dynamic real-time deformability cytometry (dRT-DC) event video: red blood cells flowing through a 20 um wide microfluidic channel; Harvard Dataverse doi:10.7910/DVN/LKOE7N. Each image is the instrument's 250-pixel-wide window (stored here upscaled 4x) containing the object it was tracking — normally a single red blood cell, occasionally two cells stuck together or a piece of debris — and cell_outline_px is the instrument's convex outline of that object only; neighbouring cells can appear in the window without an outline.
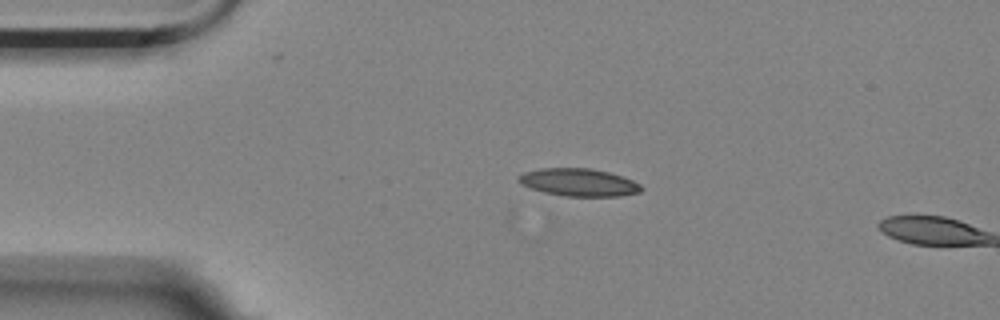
{"species": "Egyptian fruit bat (a non-hibernating species)", "species_latin": "Rousettus aegyptiacus", "temperature_condition": "room temperature", "stored_images_in_passage": 6, "camera_frame_rate_fps": 3000, "um_per_image_px": 0.085, "animal": {"sex": "female"}, "frame": {"image": 1, "passage_image": 5, "time_ms": 1.333, "image_size_px": [1000, 320], "cell_outline_px": [[644, 188], [640, 192], [620, 196], [564, 196], [544, 192], [520, 184], [516, 180], [524, 172], [540, 168], [588, 168], [608, 172], [632, 180], [640, 184]], "centroid_in_image_um": [49.19, 15.5], "position_along_channel_um": 35.8, "area_um2": 19.65}}